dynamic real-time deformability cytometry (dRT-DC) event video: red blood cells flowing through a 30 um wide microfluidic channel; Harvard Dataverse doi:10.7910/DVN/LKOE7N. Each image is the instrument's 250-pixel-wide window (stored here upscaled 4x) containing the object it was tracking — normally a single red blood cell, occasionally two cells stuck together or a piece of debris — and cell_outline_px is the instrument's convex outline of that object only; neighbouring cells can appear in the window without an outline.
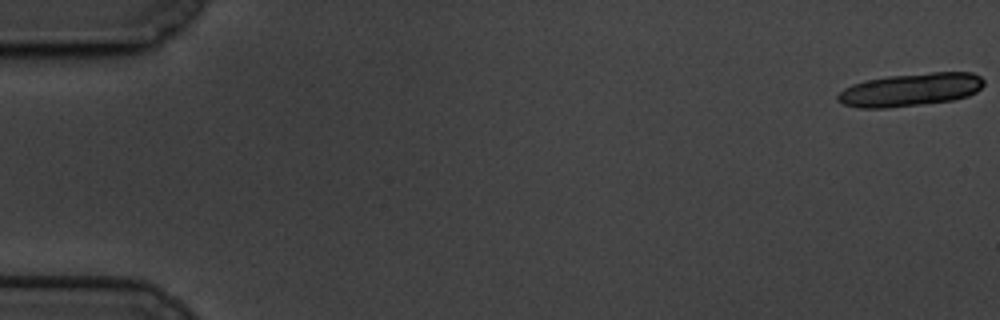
{"species": "common noctule bat (a hibernating species)", "species_latin": "Nyctalus noctula", "temperature_condition": "cold", "stored_images_in_passage": 22, "camera_frame_rate_fps": 3000, "um_per_image_px": 0.085, "animal": {"sex": "male", "body_mass_g": 19.5, "forearm_length_mm": 54.6}, "frame": {"image": 1, "passage_image": 1, "time_ms": 0.0, "image_size_px": [1000, 320], "cell_outline_px": [[984, 84], [976, 92], [968, 96], [952, 100], [888, 108], [860, 108], [844, 104], [836, 100], [836, 96], [844, 88], [852, 84], [864, 80], [888, 76], [932, 72], [972, 72], [980, 76], [984, 80]], "centroid_in_image_um": [77.38, 7.62], "position_along_channel_um": 7.6, "area_um2": 28.15}}